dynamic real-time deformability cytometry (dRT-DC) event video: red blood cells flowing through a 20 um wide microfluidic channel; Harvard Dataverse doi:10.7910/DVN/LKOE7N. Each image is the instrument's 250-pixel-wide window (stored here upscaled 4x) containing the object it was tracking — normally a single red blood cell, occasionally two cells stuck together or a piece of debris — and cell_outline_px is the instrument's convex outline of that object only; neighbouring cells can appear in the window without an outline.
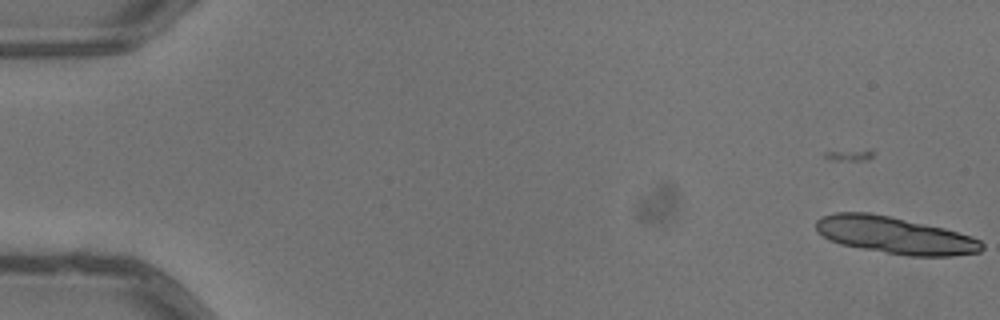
{"species": "common noctule bat (a hibernating species)", "species_latin": "Nyctalus noctula", "temperature_condition": "warm", "stored_images_in_passage": 5, "camera_frame_rate_fps": 3000, "um_per_image_px": 0.085, "animal": {"sex": "male", "body_mass_g": 13.3}, "frame": {"image": 1, "passage_image": 2, "time_ms": 0.333, "image_size_px": [1000, 320], "cell_outline_px": [[984, 248], [980, 252], [952, 256], [908, 256], [840, 244], [828, 240], [816, 232], [816, 220], [820, 216], [836, 212], [868, 212], [888, 216], [944, 228], [972, 236], [980, 240], [984, 244]], "centroid_in_image_um": [76.05, 20.0], "position_along_channel_um": 9.0, "area_um2": 35.78}}